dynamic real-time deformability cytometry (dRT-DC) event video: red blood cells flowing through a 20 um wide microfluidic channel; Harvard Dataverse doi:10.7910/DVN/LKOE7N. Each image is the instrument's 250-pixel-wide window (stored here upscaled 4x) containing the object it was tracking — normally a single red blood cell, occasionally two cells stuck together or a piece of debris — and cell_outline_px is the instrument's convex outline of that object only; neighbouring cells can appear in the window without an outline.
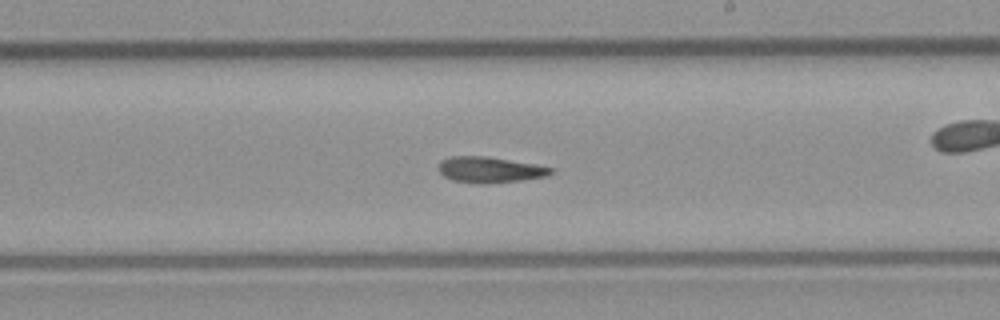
{"species": "common noctule bat (a hibernating species)", "species_latin": "Nyctalus noctula", "temperature_condition": "room temperature", "stored_images_in_passage": 52, "camera_frame_rate_fps": 3000, "um_per_image_px": 0.085, "animal": {"sex": "male", "body_mass_g": 23.1, "forearm_length_mm": 52.7}, "frame": {"image": 1, "passage_image": 30, "time_ms": 9.667, "image_size_px": [1000, 320], "cell_outline_px": [[552, 172], [548, 176], [520, 180], [484, 184], [480, 184], [452, 180], [444, 176], [440, 172], [440, 160], [452, 156], [488, 156], [532, 164], [552, 168]], "centroid_in_image_um": [41.61, 14.43], "position_along_channel_um": 247.4, "area_um2": 16.7}, "authors_computed_cell_mechanics": {"area_um2": 17.1955, "velocity_mm_per_s": 4.0514, "shape_relaxation_time_tau1_ms": null, "shape_relaxation_time_tau2_ms": 5.7571, "deformation_change_tau1": null, "deformation_change_tau2": 0.1536}}